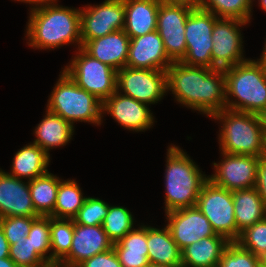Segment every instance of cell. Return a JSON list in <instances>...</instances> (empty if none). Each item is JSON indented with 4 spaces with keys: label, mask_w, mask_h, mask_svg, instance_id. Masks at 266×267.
<instances>
[{
    "label": "cell",
    "mask_w": 266,
    "mask_h": 267,
    "mask_svg": "<svg viewBox=\"0 0 266 267\" xmlns=\"http://www.w3.org/2000/svg\"><path fill=\"white\" fill-rule=\"evenodd\" d=\"M167 91L174 94L178 103L197 110L207 117L225 109L224 69H211L172 62L166 69Z\"/></svg>",
    "instance_id": "6da1fadb"
},
{
    "label": "cell",
    "mask_w": 266,
    "mask_h": 267,
    "mask_svg": "<svg viewBox=\"0 0 266 267\" xmlns=\"http://www.w3.org/2000/svg\"><path fill=\"white\" fill-rule=\"evenodd\" d=\"M57 2L30 7L26 27L28 45L37 49H55L67 44L82 47L80 8H69Z\"/></svg>",
    "instance_id": "7a4b0ae2"
},
{
    "label": "cell",
    "mask_w": 266,
    "mask_h": 267,
    "mask_svg": "<svg viewBox=\"0 0 266 267\" xmlns=\"http://www.w3.org/2000/svg\"><path fill=\"white\" fill-rule=\"evenodd\" d=\"M165 169V214L195 207L202 186L209 179L183 149L172 145L167 149Z\"/></svg>",
    "instance_id": "3957f363"
},
{
    "label": "cell",
    "mask_w": 266,
    "mask_h": 267,
    "mask_svg": "<svg viewBox=\"0 0 266 267\" xmlns=\"http://www.w3.org/2000/svg\"><path fill=\"white\" fill-rule=\"evenodd\" d=\"M224 73L226 109L258 115L266 110L265 64L258 58L248 59L224 69Z\"/></svg>",
    "instance_id": "277c9868"
},
{
    "label": "cell",
    "mask_w": 266,
    "mask_h": 267,
    "mask_svg": "<svg viewBox=\"0 0 266 267\" xmlns=\"http://www.w3.org/2000/svg\"><path fill=\"white\" fill-rule=\"evenodd\" d=\"M222 123L219 133L220 151L228 154L265 155L266 138L258 114L223 109L211 119Z\"/></svg>",
    "instance_id": "5b68a950"
},
{
    "label": "cell",
    "mask_w": 266,
    "mask_h": 267,
    "mask_svg": "<svg viewBox=\"0 0 266 267\" xmlns=\"http://www.w3.org/2000/svg\"><path fill=\"white\" fill-rule=\"evenodd\" d=\"M59 76L46 109L73 126L78 121L101 125L103 102L80 88L63 70Z\"/></svg>",
    "instance_id": "8992f818"
},
{
    "label": "cell",
    "mask_w": 266,
    "mask_h": 267,
    "mask_svg": "<svg viewBox=\"0 0 266 267\" xmlns=\"http://www.w3.org/2000/svg\"><path fill=\"white\" fill-rule=\"evenodd\" d=\"M77 50L78 52L63 71L80 88L104 102L116 92L117 71L90 56L82 47Z\"/></svg>",
    "instance_id": "52a82bcc"
},
{
    "label": "cell",
    "mask_w": 266,
    "mask_h": 267,
    "mask_svg": "<svg viewBox=\"0 0 266 267\" xmlns=\"http://www.w3.org/2000/svg\"><path fill=\"white\" fill-rule=\"evenodd\" d=\"M196 207L207 217L216 234L223 235L230 242L238 239L232 191L208 179L202 186Z\"/></svg>",
    "instance_id": "ba28073f"
},
{
    "label": "cell",
    "mask_w": 266,
    "mask_h": 267,
    "mask_svg": "<svg viewBox=\"0 0 266 267\" xmlns=\"http://www.w3.org/2000/svg\"><path fill=\"white\" fill-rule=\"evenodd\" d=\"M212 12L194 8L185 24L186 55L181 60L186 65L212 69V29L216 22Z\"/></svg>",
    "instance_id": "9c48e42d"
},
{
    "label": "cell",
    "mask_w": 266,
    "mask_h": 267,
    "mask_svg": "<svg viewBox=\"0 0 266 267\" xmlns=\"http://www.w3.org/2000/svg\"><path fill=\"white\" fill-rule=\"evenodd\" d=\"M116 91L147 105L158 103L168 93L166 71L125 66L117 71Z\"/></svg>",
    "instance_id": "30bf717a"
},
{
    "label": "cell",
    "mask_w": 266,
    "mask_h": 267,
    "mask_svg": "<svg viewBox=\"0 0 266 267\" xmlns=\"http://www.w3.org/2000/svg\"><path fill=\"white\" fill-rule=\"evenodd\" d=\"M248 24L234 18H217L212 29V69H226L244 62L243 37L239 27Z\"/></svg>",
    "instance_id": "8fae6325"
},
{
    "label": "cell",
    "mask_w": 266,
    "mask_h": 267,
    "mask_svg": "<svg viewBox=\"0 0 266 267\" xmlns=\"http://www.w3.org/2000/svg\"><path fill=\"white\" fill-rule=\"evenodd\" d=\"M125 24L124 0H105L80 8L82 46L89 40L122 30Z\"/></svg>",
    "instance_id": "7c38bea8"
},
{
    "label": "cell",
    "mask_w": 266,
    "mask_h": 267,
    "mask_svg": "<svg viewBox=\"0 0 266 267\" xmlns=\"http://www.w3.org/2000/svg\"><path fill=\"white\" fill-rule=\"evenodd\" d=\"M194 8L186 4L160 2L157 28L165 51L173 61H181L186 55L185 24Z\"/></svg>",
    "instance_id": "4fadbf2b"
},
{
    "label": "cell",
    "mask_w": 266,
    "mask_h": 267,
    "mask_svg": "<svg viewBox=\"0 0 266 267\" xmlns=\"http://www.w3.org/2000/svg\"><path fill=\"white\" fill-rule=\"evenodd\" d=\"M221 162L213 163L215 173L211 180L227 190L251 189L256 186L257 172L261 157L221 152Z\"/></svg>",
    "instance_id": "5bb4252c"
},
{
    "label": "cell",
    "mask_w": 266,
    "mask_h": 267,
    "mask_svg": "<svg viewBox=\"0 0 266 267\" xmlns=\"http://www.w3.org/2000/svg\"><path fill=\"white\" fill-rule=\"evenodd\" d=\"M173 240L182 251L205 237L216 236L207 217L195 206L166 213Z\"/></svg>",
    "instance_id": "9a60e30c"
},
{
    "label": "cell",
    "mask_w": 266,
    "mask_h": 267,
    "mask_svg": "<svg viewBox=\"0 0 266 267\" xmlns=\"http://www.w3.org/2000/svg\"><path fill=\"white\" fill-rule=\"evenodd\" d=\"M148 106L116 91L103 102L102 113L110 114L127 130L143 132L154 123V116Z\"/></svg>",
    "instance_id": "2e32d148"
},
{
    "label": "cell",
    "mask_w": 266,
    "mask_h": 267,
    "mask_svg": "<svg viewBox=\"0 0 266 267\" xmlns=\"http://www.w3.org/2000/svg\"><path fill=\"white\" fill-rule=\"evenodd\" d=\"M103 227L81 225L74 222V234L69 254L57 267H77L84 260L113 248Z\"/></svg>",
    "instance_id": "e0dca14e"
},
{
    "label": "cell",
    "mask_w": 266,
    "mask_h": 267,
    "mask_svg": "<svg viewBox=\"0 0 266 267\" xmlns=\"http://www.w3.org/2000/svg\"><path fill=\"white\" fill-rule=\"evenodd\" d=\"M172 62L156 30L140 37L130 38L127 67L166 71Z\"/></svg>",
    "instance_id": "ac0fdd59"
},
{
    "label": "cell",
    "mask_w": 266,
    "mask_h": 267,
    "mask_svg": "<svg viewBox=\"0 0 266 267\" xmlns=\"http://www.w3.org/2000/svg\"><path fill=\"white\" fill-rule=\"evenodd\" d=\"M13 216L39 217L33 206L29 181L23 182L0 169V218Z\"/></svg>",
    "instance_id": "d6986e66"
},
{
    "label": "cell",
    "mask_w": 266,
    "mask_h": 267,
    "mask_svg": "<svg viewBox=\"0 0 266 267\" xmlns=\"http://www.w3.org/2000/svg\"><path fill=\"white\" fill-rule=\"evenodd\" d=\"M130 37L119 30L87 41L82 48L92 57L116 71L126 66Z\"/></svg>",
    "instance_id": "ffe728a7"
},
{
    "label": "cell",
    "mask_w": 266,
    "mask_h": 267,
    "mask_svg": "<svg viewBox=\"0 0 266 267\" xmlns=\"http://www.w3.org/2000/svg\"><path fill=\"white\" fill-rule=\"evenodd\" d=\"M160 2V0H124L123 30L130 38L140 37L156 30Z\"/></svg>",
    "instance_id": "44dd1931"
},
{
    "label": "cell",
    "mask_w": 266,
    "mask_h": 267,
    "mask_svg": "<svg viewBox=\"0 0 266 267\" xmlns=\"http://www.w3.org/2000/svg\"><path fill=\"white\" fill-rule=\"evenodd\" d=\"M230 241L223 235L205 237L181 251L182 267H217Z\"/></svg>",
    "instance_id": "7402d4cb"
},
{
    "label": "cell",
    "mask_w": 266,
    "mask_h": 267,
    "mask_svg": "<svg viewBox=\"0 0 266 267\" xmlns=\"http://www.w3.org/2000/svg\"><path fill=\"white\" fill-rule=\"evenodd\" d=\"M73 132L71 123L46 109V115L34 130L36 139L33 143L50 155L49 150L65 146L72 139Z\"/></svg>",
    "instance_id": "603a6c76"
},
{
    "label": "cell",
    "mask_w": 266,
    "mask_h": 267,
    "mask_svg": "<svg viewBox=\"0 0 266 267\" xmlns=\"http://www.w3.org/2000/svg\"><path fill=\"white\" fill-rule=\"evenodd\" d=\"M147 247L150 264L182 267L181 250L167 226L163 229L147 226Z\"/></svg>",
    "instance_id": "cb8c5ba5"
},
{
    "label": "cell",
    "mask_w": 266,
    "mask_h": 267,
    "mask_svg": "<svg viewBox=\"0 0 266 267\" xmlns=\"http://www.w3.org/2000/svg\"><path fill=\"white\" fill-rule=\"evenodd\" d=\"M232 197L239 238L242 231L265 218L266 206L255 187L234 190L232 191Z\"/></svg>",
    "instance_id": "d4e9b609"
},
{
    "label": "cell",
    "mask_w": 266,
    "mask_h": 267,
    "mask_svg": "<svg viewBox=\"0 0 266 267\" xmlns=\"http://www.w3.org/2000/svg\"><path fill=\"white\" fill-rule=\"evenodd\" d=\"M113 249L122 267H148L147 226L133 228Z\"/></svg>",
    "instance_id": "484cf974"
},
{
    "label": "cell",
    "mask_w": 266,
    "mask_h": 267,
    "mask_svg": "<svg viewBox=\"0 0 266 267\" xmlns=\"http://www.w3.org/2000/svg\"><path fill=\"white\" fill-rule=\"evenodd\" d=\"M49 162L50 155L32 142L15 153L11 172L8 174L30 181L48 173Z\"/></svg>",
    "instance_id": "4316f807"
},
{
    "label": "cell",
    "mask_w": 266,
    "mask_h": 267,
    "mask_svg": "<svg viewBox=\"0 0 266 267\" xmlns=\"http://www.w3.org/2000/svg\"><path fill=\"white\" fill-rule=\"evenodd\" d=\"M61 180L56 175L48 172L43 176L29 181L33 206L39 216H50L54 218V207Z\"/></svg>",
    "instance_id": "83f0119b"
},
{
    "label": "cell",
    "mask_w": 266,
    "mask_h": 267,
    "mask_svg": "<svg viewBox=\"0 0 266 267\" xmlns=\"http://www.w3.org/2000/svg\"><path fill=\"white\" fill-rule=\"evenodd\" d=\"M73 234V219H56L50 217L51 253H49V256L51 267H57L69 254Z\"/></svg>",
    "instance_id": "f1b7e54d"
},
{
    "label": "cell",
    "mask_w": 266,
    "mask_h": 267,
    "mask_svg": "<svg viewBox=\"0 0 266 267\" xmlns=\"http://www.w3.org/2000/svg\"><path fill=\"white\" fill-rule=\"evenodd\" d=\"M85 199L86 197L83 196L81 188L75 180H61L54 207V218L73 219Z\"/></svg>",
    "instance_id": "f546056e"
},
{
    "label": "cell",
    "mask_w": 266,
    "mask_h": 267,
    "mask_svg": "<svg viewBox=\"0 0 266 267\" xmlns=\"http://www.w3.org/2000/svg\"><path fill=\"white\" fill-rule=\"evenodd\" d=\"M254 0H201L199 8L218 18H234L250 22Z\"/></svg>",
    "instance_id": "4dcf8cb0"
},
{
    "label": "cell",
    "mask_w": 266,
    "mask_h": 267,
    "mask_svg": "<svg viewBox=\"0 0 266 267\" xmlns=\"http://www.w3.org/2000/svg\"><path fill=\"white\" fill-rule=\"evenodd\" d=\"M102 227L114 244L134 228V217L125 207L109 205L108 214L102 222Z\"/></svg>",
    "instance_id": "1f68e13d"
},
{
    "label": "cell",
    "mask_w": 266,
    "mask_h": 267,
    "mask_svg": "<svg viewBox=\"0 0 266 267\" xmlns=\"http://www.w3.org/2000/svg\"><path fill=\"white\" fill-rule=\"evenodd\" d=\"M236 242L260 259L266 257V218L242 231Z\"/></svg>",
    "instance_id": "d6a6232c"
},
{
    "label": "cell",
    "mask_w": 266,
    "mask_h": 267,
    "mask_svg": "<svg viewBox=\"0 0 266 267\" xmlns=\"http://www.w3.org/2000/svg\"><path fill=\"white\" fill-rule=\"evenodd\" d=\"M27 236L35 251L50 265V256L48 255L51 251L50 216L37 217L32 222Z\"/></svg>",
    "instance_id": "836d02e7"
},
{
    "label": "cell",
    "mask_w": 266,
    "mask_h": 267,
    "mask_svg": "<svg viewBox=\"0 0 266 267\" xmlns=\"http://www.w3.org/2000/svg\"><path fill=\"white\" fill-rule=\"evenodd\" d=\"M217 267H262V259L232 241L223 251Z\"/></svg>",
    "instance_id": "e575fe53"
},
{
    "label": "cell",
    "mask_w": 266,
    "mask_h": 267,
    "mask_svg": "<svg viewBox=\"0 0 266 267\" xmlns=\"http://www.w3.org/2000/svg\"><path fill=\"white\" fill-rule=\"evenodd\" d=\"M109 204L100 198L86 197L82 207L73 218L76 224L102 226V222L108 214Z\"/></svg>",
    "instance_id": "d590c367"
},
{
    "label": "cell",
    "mask_w": 266,
    "mask_h": 267,
    "mask_svg": "<svg viewBox=\"0 0 266 267\" xmlns=\"http://www.w3.org/2000/svg\"><path fill=\"white\" fill-rule=\"evenodd\" d=\"M9 258L17 267H51L33 248L29 241L21 240L9 246Z\"/></svg>",
    "instance_id": "8d00e7d4"
},
{
    "label": "cell",
    "mask_w": 266,
    "mask_h": 267,
    "mask_svg": "<svg viewBox=\"0 0 266 267\" xmlns=\"http://www.w3.org/2000/svg\"><path fill=\"white\" fill-rule=\"evenodd\" d=\"M37 217L29 216H13L0 218V225L3 228L5 238L7 239L9 246L26 240V237L31 229L32 222Z\"/></svg>",
    "instance_id": "74e56055"
},
{
    "label": "cell",
    "mask_w": 266,
    "mask_h": 267,
    "mask_svg": "<svg viewBox=\"0 0 266 267\" xmlns=\"http://www.w3.org/2000/svg\"><path fill=\"white\" fill-rule=\"evenodd\" d=\"M77 267H122L114 249L94 255L84 260Z\"/></svg>",
    "instance_id": "f35d334b"
},
{
    "label": "cell",
    "mask_w": 266,
    "mask_h": 267,
    "mask_svg": "<svg viewBox=\"0 0 266 267\" xmlns=\"http://www.w3.org/2000/svg\"><path fill=\"white\" fill-rule=\"evenodd\" d=\"M255 188L260 193V196L266 206V158L264 156L261 157L258 166L257 183Z\"/></svg>",
    "instance_id": "ab89813d"
},
{
    "label": "cell",
    "mask_w": 266,
    "mask_h": 267,
    "mask_svg": "<svg viewBox=\"0 0 266 267\" xmlns=\"http://www.w3.org/2000/svg\"><path fill=\"white\" fill-rule=\"evenodd\" d=\"M9 257V243L5 238L3 228L0 225V259Z\"/></svg>",
    "instance_id": "60d3db41"
},
{
    "label": "cell",
    "mask_w": 266,
    "mask_h": 267,
    "mask_svg": "<svg viewBox=\"0 0 266 267\" xmlns=\"http://www.w3.org/2000/svg\"><path fill=\"white\" fill-rule=\"evenodd\" d=\"M164 3L186 4L193 8L199 7L201 0H160Z\"/></svg>",
    "instance_id": "b9f144b4"
},
{
    "label": "cell",
    "mask_w": 266,
    "mask_h": 267,
    "mask_svg": "<svg viewBox=\"0 0 266 267\" xmlns=\"http://www.w3.org/2000/svg\"><path fill=\"white\" fill-rule=\"evenodd\" d=\"M15 1H20V2H24V3H29V4H33L32 8H37V7H40V6H44L46 4H50V3H53V2H58L57 0H15Z\"/></svg>",
    "instance_id": "7bdbcfd3"
},
{
    "label": "cell",
    "mask_w": 266,
    "mask_h": 267,
    "mask_svg": "<svg viewBox=\"0 0 266 267\" xmlns=\"http://www.w3.org/2000/svg\"><path fill=\"white\" fill-rule=\"evenodd\" d=\"M0 267H17V265L9 258L0 259Z\"/></svg>",
    "instance_id": "ee69618b"
},
{
    "label": "cell",
    "mask_w": 266,
    "mask_h": 267,
    "mask_svg": "<svg viewBox=\"0 0 266 267\" xmlns=\"http://www.w3.org/2000/svg\"><path fill=\"white\" fill-rule=\"evenodd\" d=\"M259 118H260L261 125H262V131L264 132V136L266 138V110L262 111L259 114Z\"/></svg>",
    "instance_id": "f6af8a7d"
},
{
    "label": "cell",
    "mask_w": 266,
    "mask_h": 267,
    "mask_svg": "<svg viewBox=\"0 0 266 267\" xmlns=\"http://www.w3.org/2000/svg\"><path fill=\"white\" fill-rule=\"evenodd\" d=\"M262 56L260 57V59H258L259 61H261L263 64L266 65V41H265V45L263 47V52L261 54Z\"/></svg>",
    "instance_id": "bcb514c9"
},
{
    "label": "cell",
    "mask_w": 266,
    "mask_h": 267,
    "mask_svg": "<svg viewBox=\"0 0 266 267\" xmlns=\"http://www.w3.org/2000/svg\"><path fill=\"white\" fill-rule=\"evenodd\" d=\"M260 7H262V10L266 12V0H258Z\"/></svg>",
    "instance_id": "7dc6e473"
},
{
    "label": "cell",
    "mask_w": 266,
    "mask_h": 267,
    "mask_svg": "<svg viewBox=\"0 0 266 267\" xmlns=\"http://www.w3.org/2000/svg\"><path fill=\"white\" fill-rule=\"evenodd\" d=\"M148 267H177V266L162 265V264H150Z\"/></svg>",
    "instance_id": "c3c4849f"
},
{
    "label": "cell",
    "mask_w": 266,
    "mask_h": 267,
    "mask_svg": "<svg viewBox=\"0 0 266 267\" xmlns=\"http://www.w3.org/2000/svg\"><path fill=\"white\" fill-rule=\"evenodd\" d=\"M262 267H266V257L262 259Z\"/></svg>",
    "instance_id": "681fc988"
}]
</instances>
